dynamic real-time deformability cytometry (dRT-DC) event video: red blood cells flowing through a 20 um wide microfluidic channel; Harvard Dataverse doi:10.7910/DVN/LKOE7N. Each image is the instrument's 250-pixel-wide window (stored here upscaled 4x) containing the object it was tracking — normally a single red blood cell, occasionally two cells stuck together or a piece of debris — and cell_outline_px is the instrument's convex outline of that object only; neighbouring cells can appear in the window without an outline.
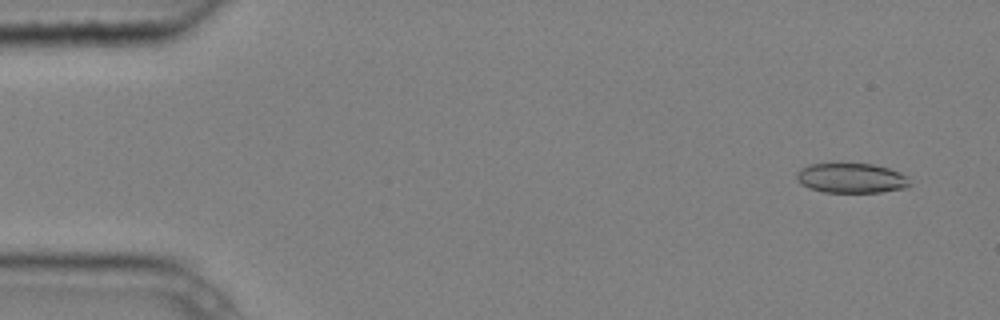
{"species": "common noctule bat (a hibernating species)", "species_latin": "Nyctalus noctula", "temperature_condition": "cold", "stored_images_in_passage": 4, "camera_frame_rate_fps": 3000, "um_per_image_px": 0.085, "animal": {"sex": "male", "body_mass_g": 20.4}, "frame": {"image": 1, "passage_image": 1, "time_ms": 0.0, "image_size_px": [1000, 320], "cell_outline_px": [[912, 184], [908, 188], [880, 192], [824, 192], [808, 188], [800, 184], [796, 180], [796, 172], [800, 168], [808, 164], [872, 164], [888, 168], [900, 172], [908, 176]], "centroid_in_image_um": [72.37, 15.14], "position_along_channel_um": 12.6, "area_um2": 19.94}}
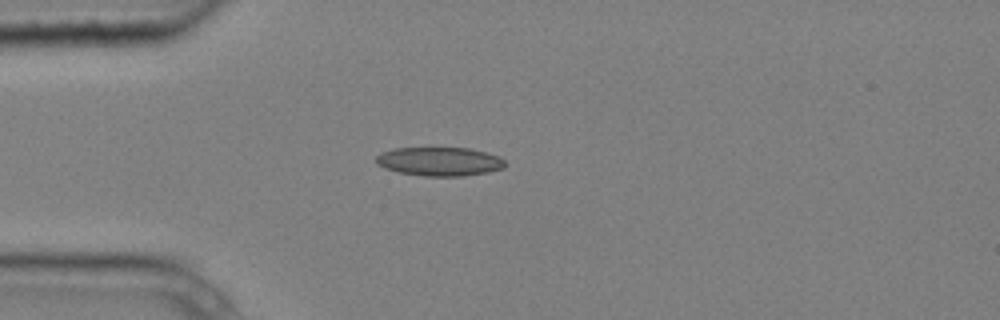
{"frame": {"image": 2, "passage_image": 3, "time_ms": 0.667, "image_size_px": [1000, 320], "cell_outline_px": [[504, 168], [488, 172], [464, 176], [424, 176], [400, 172], [384, 168], [376, 164], [376, 156], [380, 152], [392, 148], [468, 148], [500, 156], [504, 160]], "centroid_in_image_um": [37.34, 13.72], "position_along_channel_um": 47.7, "area_um2": 21.68}}